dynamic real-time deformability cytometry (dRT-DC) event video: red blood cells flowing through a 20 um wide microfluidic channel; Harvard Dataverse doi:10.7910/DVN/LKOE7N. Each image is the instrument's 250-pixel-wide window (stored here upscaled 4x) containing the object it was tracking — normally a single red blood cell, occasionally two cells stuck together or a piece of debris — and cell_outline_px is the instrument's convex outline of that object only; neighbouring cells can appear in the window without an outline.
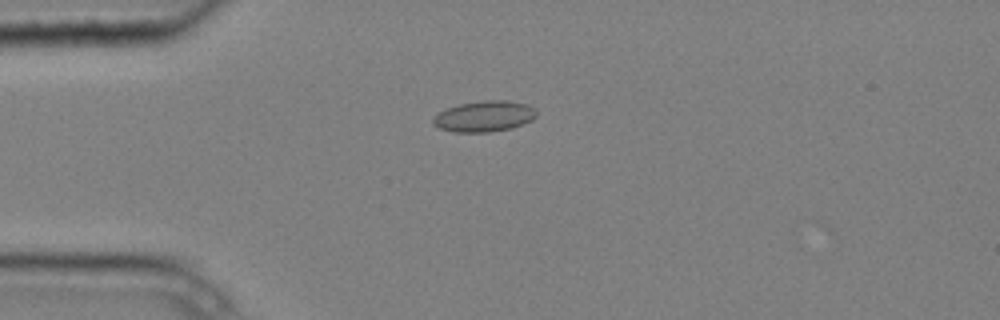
{"species": "common noctule bat (a hibernating species)", "species_latin": "Nyctalus noctula", "temperature_condition": "cold", "stored_images_in_passage": 8, "camera_frame_rate_fps": 3000, "um_per_image_px": 0.085, "animal": {"sex": "male", "body_mass_g": 20.4}, "frame": {"image": 1, "passage_image": 4, "time_ms": 1.0, "image_size_px": [1000, 320], "cell_outline_px": [[536, 116], [532, 120], [512, 128], [488, 132], [456, 132], [440, 128], [432, 124], [432, 116], [448, 108], [460, 104], [484, 100], [508, 100], [528, 104], [536, 112]], "centroid_in_image_um": [41.15, 9.88], "position_along_channel_um": 43.8, "area_um2": 18.55}}
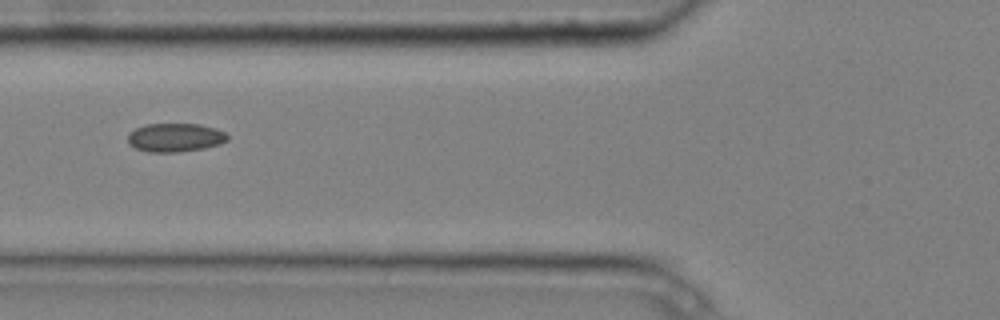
{"frame": {"image": 2, "passage_image": 6, "time_ms": 1.667, "image_size_px": [1000, 320], "cell_outline_px": [[228, 140], [220, 144], [204, 148], [180, 152], [148, 152], [136, 148], [128, 144], [128, 132], [144, 124], [200, 124], [216, 128], [224, 132], [228, 136]], "centroid_in_image_um": [14.88, 11.69], "position_along_channel_um": 110.9, "area_um2": 16.76}}
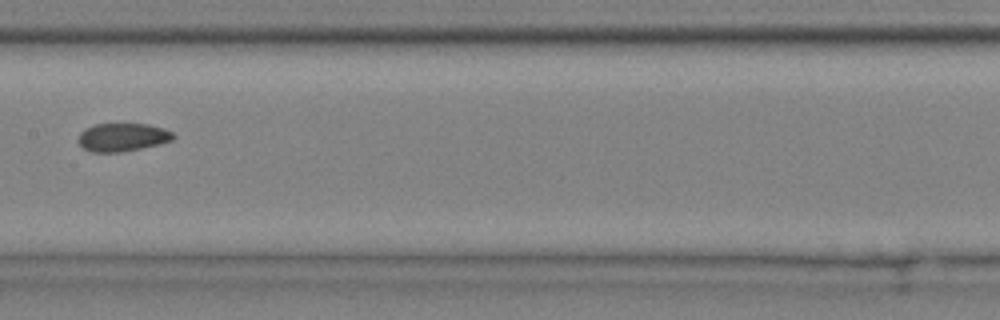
{"frame": {"image": 3, "passage_image": 8, "time_ms": 2.333, "image_size_px": [1000, 320], "cell_outline_px": [[176, 136], [172, 140], [160, 144], [120, 152], [92, 152], [84, 148], [76, 140], [80, 132], [84, 128], [96, 124], [148, 124], [164, 128], [172, 132]], "centroid_in_image_um": [10.4, 11.66], "position_along_channel_um": 197.0, "area_um2": 15.66}}